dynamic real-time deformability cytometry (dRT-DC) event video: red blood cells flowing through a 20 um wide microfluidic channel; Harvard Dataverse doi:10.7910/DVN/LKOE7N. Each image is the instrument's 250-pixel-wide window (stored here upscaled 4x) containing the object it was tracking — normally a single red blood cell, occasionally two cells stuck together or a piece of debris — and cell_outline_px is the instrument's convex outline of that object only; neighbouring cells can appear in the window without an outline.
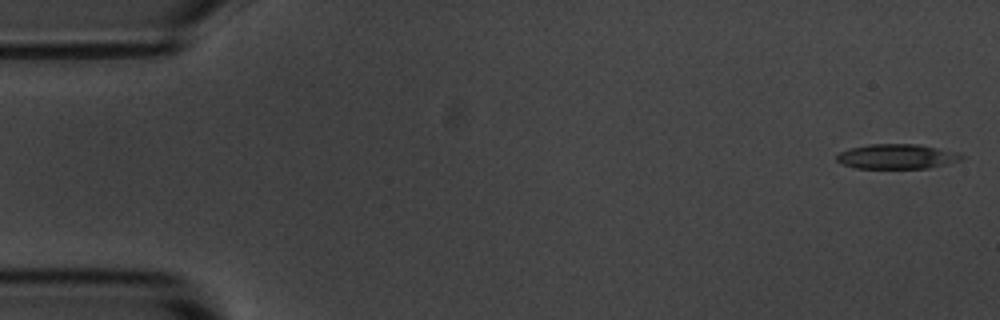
{"species": "common noctule bat (a hibernating species)", "species_latin": "Nyctalus noctula", "temperature_condition": "room temperature", "stored_images_in_passage": 5, "camera_frame_rate_fps": 3000, "um_per_image_px": 0.085, "animal": {"sex": "male", "body_mass_g": 20.1, "forearm_length_mm": 53.5}, "frame": {"image": 1, "passage_image": 1, "time_ms": 0.0, "image_size_px": [1000, 320], "cell_outline_px": [[964, 156], [960, 160], [928, 168], [856, 168], [840, 164], [836, 160], [836, 156], [840, 152], [852, 148], [868, 144], [920, 144], [960, 152]], "centroid_in_image_um": [76.24, 13.29], "position_along_channel_um": 8.8, "area_um2": 18.09}}
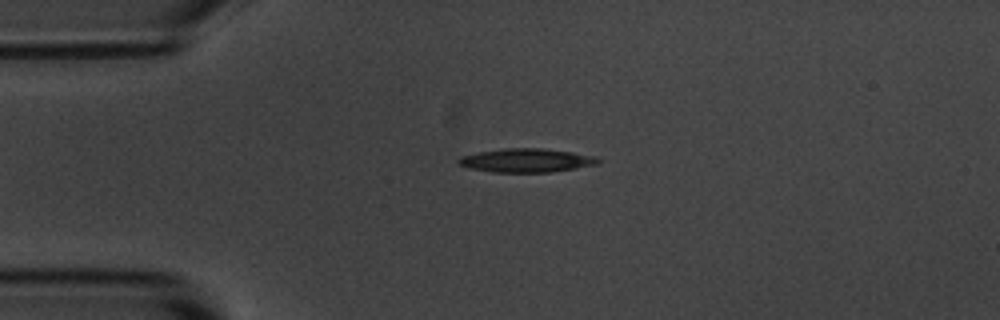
{"frame": {"image": 2, "passage_image": 4, "time_ms": 3.667, "image_size_px": [1000, 320], "cell_outline_px": [[604, 160], [600, 164], [552, 172], [492, 172], [472, 168], [456, 164], [456, 160], [460, 156], [480, 152], [504, 148], [544, 148], [572, 152], [596, 156]], "centroid_in_image_um": [44.8, 13.63], "position_along_channel_um": 40.2, "area_um2": 19.48}}